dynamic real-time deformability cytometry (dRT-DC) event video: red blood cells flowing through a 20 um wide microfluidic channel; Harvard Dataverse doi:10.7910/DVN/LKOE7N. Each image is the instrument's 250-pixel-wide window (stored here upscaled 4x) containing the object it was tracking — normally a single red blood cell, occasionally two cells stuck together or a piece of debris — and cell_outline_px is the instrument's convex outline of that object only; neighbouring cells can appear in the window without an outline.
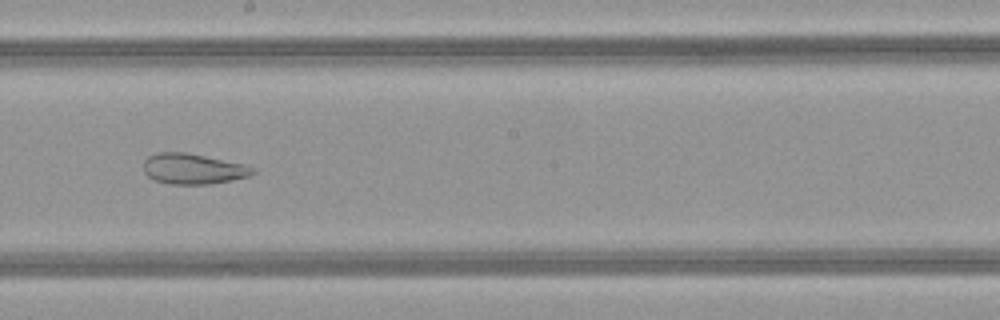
{"species": "common noctule bat (a hibernating species)", "species_latin": "Nyctalus noctula", "temperature_condition": "warm", "stored_images_in_passage": 48, "camera_frame_rate_fps": 3000, "um_per_image_px": 0.085, "animal": {"sex": "female", "body_mass_g": 21.9}, "frame": {"image": 1, "passage_image": 28, "time_ms": 9.0, "image_size_px": [1000, 320], "cell_outline_px": [[256, 172], [252, 176], [212, 184], [168, 184], [152, 180], [144, 172], [144, 160], [148, 156], [156, 152], [184, 152], [248, 164], [256, 168]], "centroid_in_image_um": [16.46, 14.35], "position_along_channel_um": 231.7, "area_um2": 19.88}}
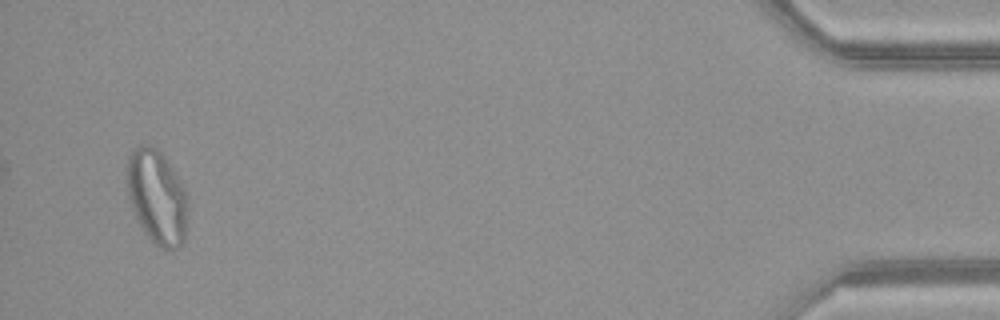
{"frame": {"image": 2, "passage_image": 48, "time_ms": 15.667, "image_size_px": [1000, 320], "cell_outline_px": [[188, 196], [184, 240], [172, 252], [160, 248], [144, 232], [132, 208], [128, 196], [128, 156], [140, 144], [152, 144], [160, 152], [184, 188]], "centroid_in_image_um": [13.35, 16.77], "position_along_channel_um": 421.9, "area_um2": 32.89}, "authors_computed_cell_mechanics": {"area_um2": 22.253, "velocity_mm_per_s": 4.1374, "shape_relaxation_time_tau1_ms": null, "shape_relaxation_time_tau2_ms": 1.4457, "deformation_change_tau1": null, "deformation_change_tau2": 0.0918}}